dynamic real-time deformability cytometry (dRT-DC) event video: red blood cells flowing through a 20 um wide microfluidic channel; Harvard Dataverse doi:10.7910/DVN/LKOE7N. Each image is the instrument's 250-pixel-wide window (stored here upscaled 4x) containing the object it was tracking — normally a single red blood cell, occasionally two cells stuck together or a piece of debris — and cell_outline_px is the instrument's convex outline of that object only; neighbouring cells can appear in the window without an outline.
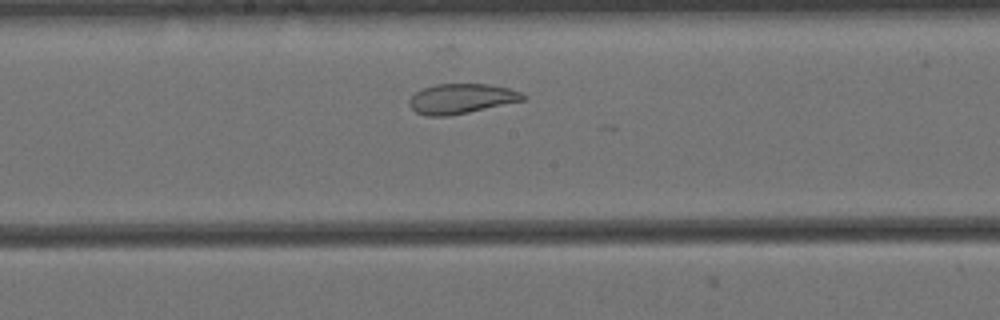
{"species": "Egyptian fruit bat (a non-hibernating species)", "species_latin": "Rousettus aegyptiacus", "temperature_condition": "cold", "stored_images_in_passage": 20, "camera_frame_rate_fps": 3000, "um_per_image_px": 0.085, "animal": {"sex": "female"}, "frame": {"image": 1, "passage_image": 16, "time_ms": 5.0, "image_size_px": [1000, 320], "cell_outline_px": [[528, 96], [524, 100], [468, 112], [448, 116], [424, 116], [416, 112], [408, 104], [408, 100], [416, 92], [424, 88], [436, 84], [488, 84], [508, 88], [524, 92]], "centroid_in_image_um": [39.22, 8.38], "position_along_channel_um": 209.0, "area_um2": 19.83}}
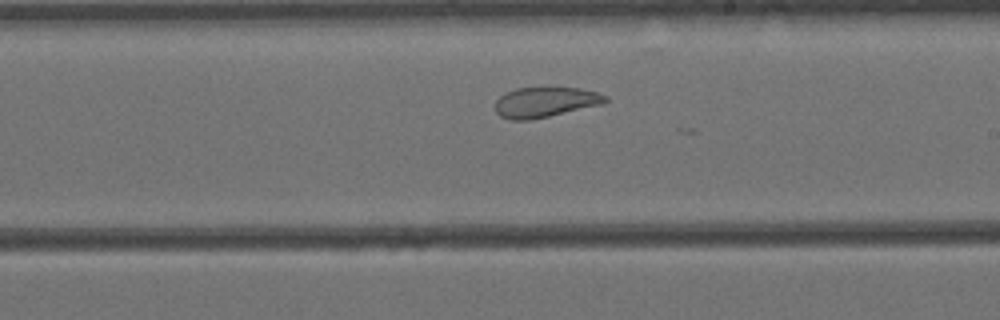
{"frame": {"image": 2, "passage_image": 19, "time_ms": 6.0, "image_size_px": [1000, 320], "cell_outline_px": [[608, 100], [604, 104], [532, 120], [508, 120], [500, 116], [496, 112], [496, 100], [500, 96], [516, 88], [580, 88], [596, 92], [608, 96]], "centroid_in_image_um": [46.36, 8.7], "position_along_channel_um": 242.6, "area_um2": 19.42}}